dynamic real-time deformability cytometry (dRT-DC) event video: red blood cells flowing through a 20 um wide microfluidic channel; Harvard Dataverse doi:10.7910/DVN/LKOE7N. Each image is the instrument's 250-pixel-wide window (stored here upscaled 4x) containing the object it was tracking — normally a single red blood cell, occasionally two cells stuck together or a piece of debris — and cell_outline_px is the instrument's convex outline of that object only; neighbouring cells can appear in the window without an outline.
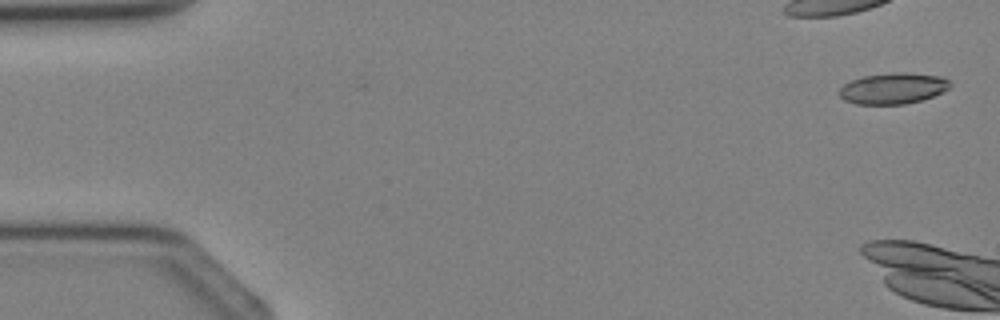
{"species": "Egyptian fruit bat (a non-hibernating species)", "species_latin": "Rousettus aegyptiacus", "temperature_condition": "cold", "stored_images_in_passage": 7, "camera_frame_rate_fps": 3000, "um_per_image_px": 0.085, "animal": {"sex": "female"}, "frame": {"image": 1, "passage_image": 1, "time_ms": 0.0, "image_size_px": [1000, 320], "cell_outline_px": [[952, 84], [948, 88], [924, 100], [904, 104], [856, 104], [844, 100], [840, 96], [840, 88], [844, 84], [852, 80], [864, 76], [892, 72], [908, 72], [940, 76], [948, 80]], "centroid_in_image_um": [75.91, 7.51], "position_along_channel_um": 9.1, "area_um2": 20.0}}
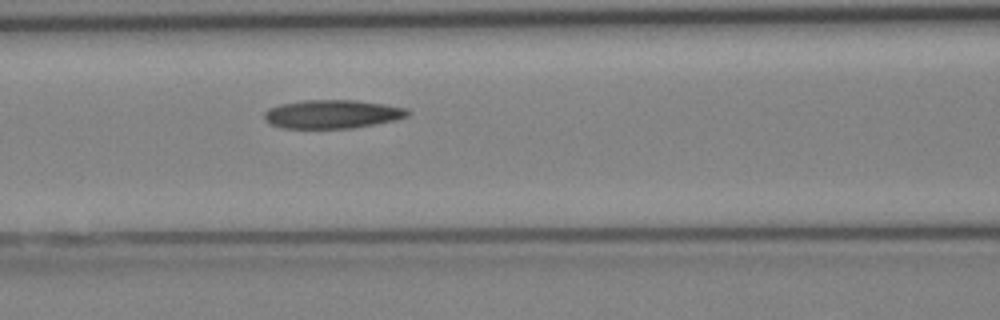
{"frame": {"image": 2, "passage_image": 7, "time_ms": 7.0, "image_size_px": [1000, 320], "cell_outline_px": [[412, 112], [408, 116], [396, 120], [352, 128], [280, 128], [264, 120], [264, 112], [268, 108], [280, 104], [304, 100], [356, 100], [384, 104], [408, 108]], "centroid_in_image_um": [28.26, 9.7], "position_along_channel_um": 138.3, "area_um2": 24.04}}